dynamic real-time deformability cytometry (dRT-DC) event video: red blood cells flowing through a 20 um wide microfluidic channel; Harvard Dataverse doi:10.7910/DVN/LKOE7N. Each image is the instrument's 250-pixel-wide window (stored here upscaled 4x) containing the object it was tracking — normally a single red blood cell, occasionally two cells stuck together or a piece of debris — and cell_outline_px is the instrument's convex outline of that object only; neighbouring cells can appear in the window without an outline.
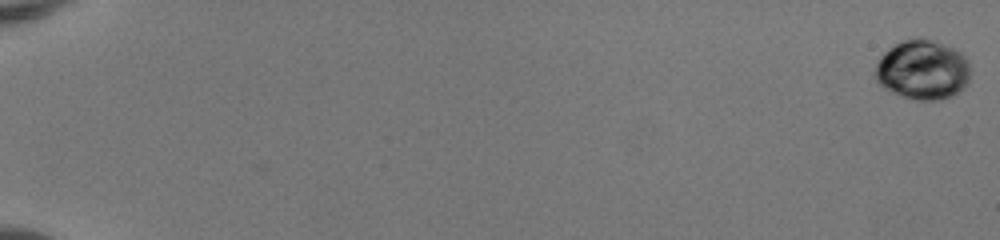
{"species": "human", "species_latin": "Homo sapiens", "temperature_condition": "room temperature", "stored_images_in_passage": 54, "camera_frame_rate_fps": 3000, "um_per_image_px": 0.085, "donor": {"sex": "female"}, "frame": {"image": 1, "passage_image": 1, "time_ms": 0.0, "image_size_px": [1000, 240], "cell_outline_px": [[972, 72], [968, 84], [964, 88], [952, 96], [940, 100], [916, 100], [900, 96], [888, 92], [872, 76], [876, 64], [880, 56], [888, 48], [904, 40], [916, 36], [924, 36], [936, 40], [956, 48], [968, 60], [972, 68]], "centroid_in_image_um": [78.44, 5.92], "position_along_channel_um": 6.6, "area_um2": 34.33}}
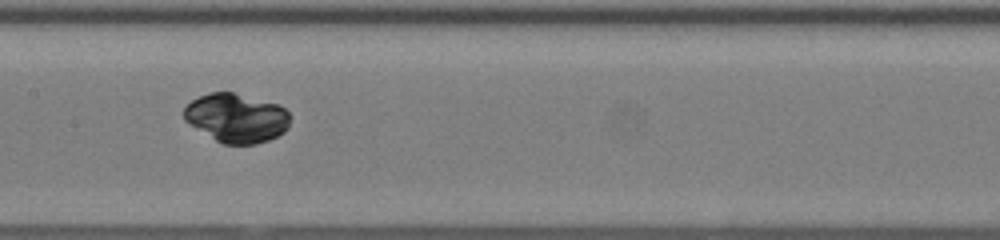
{"frame": {"image": 2, "passage_image": 31, "time_ms": 10.0, "image_size_px": [1000, 240], "cell_outline_px": [[288, 128], [284, 132], [268, 140], [256, 144], [224, 144], [216, 140], [184, 120], [184, 108], [192, 100], [200, 96], [212, 92], [232, 92], [280, 104], [288, 112]], "centroid_in_image_um": [20.11, 10.02], "position_along_channel_um": 187.3, "area_um2": 30.0}}
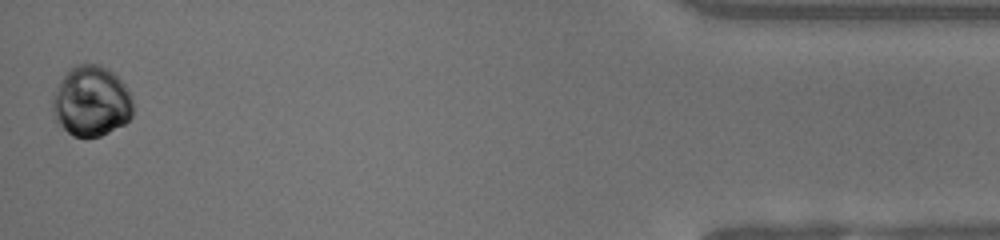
{"frame": {"image": 3, "passage_image": 54, "time_ms": 17.667, "image_size_px": [1000, 240], "cell_outline_px": [[132, 116], [124, 124], [100, 136], [72, 136], [56, 124], [52, 108], [52, 96], [60, 80], [68, 68], [76, 64], [100, 64], [108, 68], [128, 88], [132, 96]], "centroid_in_image_um": [7.73, 8.59], "position_along_channel_um": 427.5, "area_um2": 33.35}}